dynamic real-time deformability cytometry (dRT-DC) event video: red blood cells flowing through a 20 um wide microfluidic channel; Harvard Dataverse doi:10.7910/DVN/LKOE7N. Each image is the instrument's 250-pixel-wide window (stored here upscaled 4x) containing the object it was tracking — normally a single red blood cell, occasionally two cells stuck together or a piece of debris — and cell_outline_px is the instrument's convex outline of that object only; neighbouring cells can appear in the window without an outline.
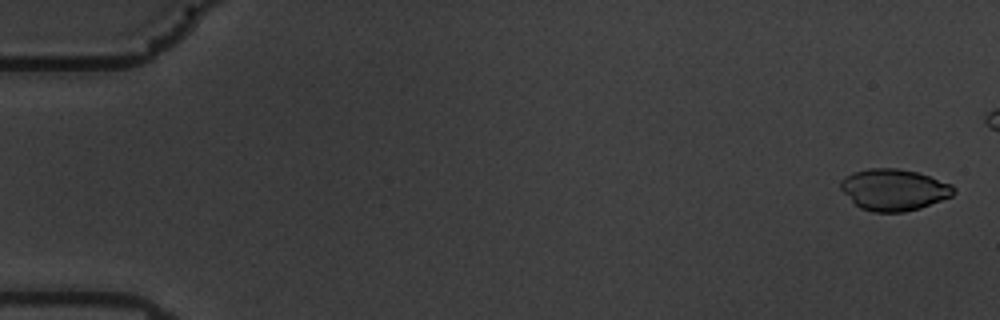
{"species": "common noctule bat (a hibernating species)", "species_latin": "Nyctalus noctula", "temperature_condition": "warm", "stored_images_in_passage": 52, "camera_frame_rate_fps": 3000, "um_per_image_px": 0.085, "animal": {"sex": "male", "body_mass_g": 19.5, "forearm_length_mm": 54.6}, "frame": {"image": 1, "passage_image": 2, "time_ms": 0.333, "image_size_px": [1000, 320], "cell_outline_px": [[956, 192], [952, 196], [920, 208], [904, 212], [872, 212], [860, 208], [840, 188], [840, 180], [844, 176], [852, 172], [868, 168], [896, 168], [916, 172], [952, 184], [956, 188]], "centroid_in_image_um": [75.98, 16.12], "position_along_channel_um": 9.0, "area_um2": 27.34}}
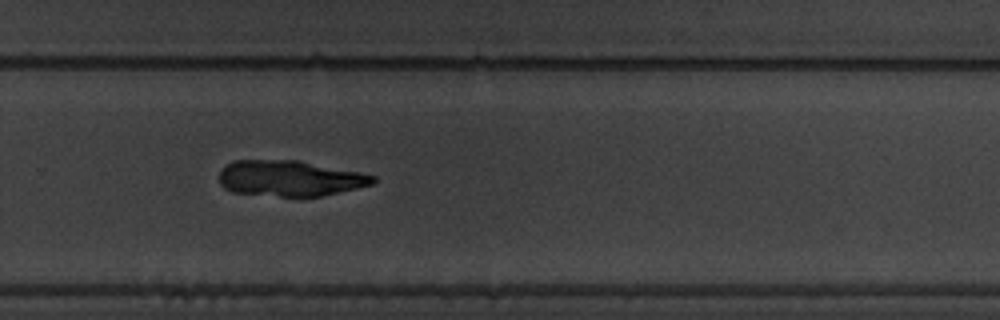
{"frame": {"image": 2, "passage_image": 40, "time_ms": 13.0, "image_size_px": [1000, 320], "cell_outline_px": [[376, 180], [372, 184], [356, 188], [320, 196], [280, 196], [232, 192], [224, 188], [220, 184], [220, 172], [232, 160], [300, 160], [360, 172], [376, 176]], "centroid_in_image_um": [24.64, 15.14], "position_along_channel_um": 305.2, "area_um2": 31.91}}